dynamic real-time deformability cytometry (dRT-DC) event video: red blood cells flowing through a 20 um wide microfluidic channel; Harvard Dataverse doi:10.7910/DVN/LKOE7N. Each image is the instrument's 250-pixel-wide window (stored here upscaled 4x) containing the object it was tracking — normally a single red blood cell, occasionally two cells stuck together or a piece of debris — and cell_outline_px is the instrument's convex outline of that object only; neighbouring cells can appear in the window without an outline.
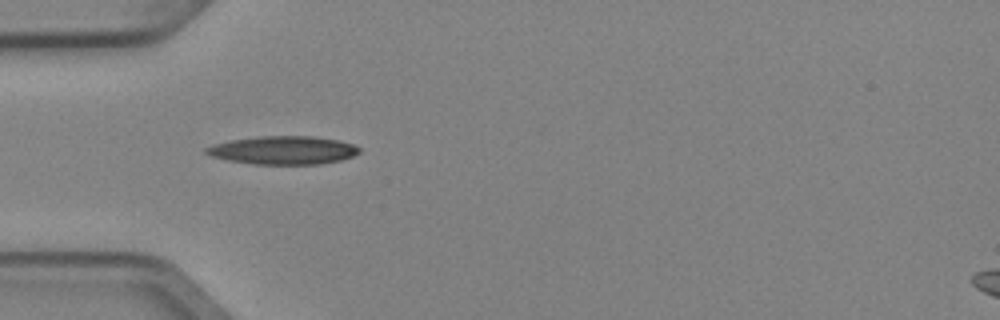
{"species": "Egyptian fruit bat (a non-hibernating species)", "species_latin": "Rousettus aegyptiacus", "temperature_condition": "cold", "stored_images_in_passage": 3, "camera_frame_rate_fps": 3000, "um_per_image_px": 0.085, "animal": {"sex": "female"}, "frame": {"image": 1, "passage_image": 2, "time_ms": 0.333, "image_size_px": [1000, 320], "cell_outline_px": [[360, 152], [352, 156], [340, 160], [320, 164], [256, 164], [228, 160], [212, 156], [204, 152], [204, 148], [216, 144], [232, 140], [260, 136], [312, 136], [336, 140], [352, 144], [360, 148]], "centroid_in_image_um": [24.08, 12.77], "position_along_channel_um": 60.9, "area_um2": 24.91}}
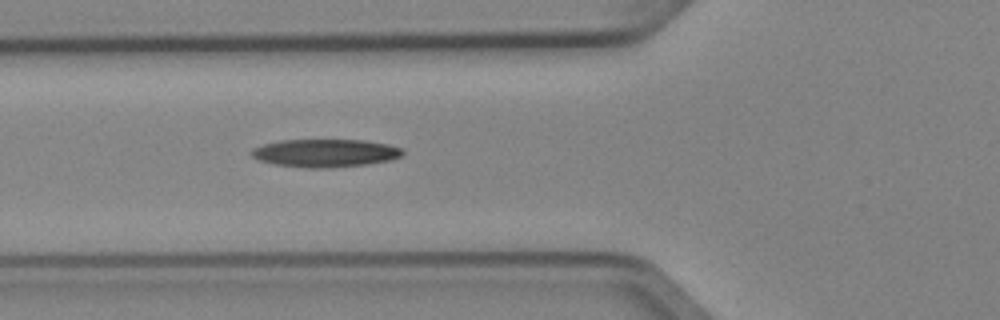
{"frame": {"image": 2, "passage_image": 3, "time_ms": 0.667, "image_size_px": [1000, 320], "cell_outline_px": [[404, 152], [400, 156], [392, 160], [368, 164], [328, 168], [308, 168], [272, 164], [260, 160], [252, 156], [252, 148], [264, 144], [280, 140], [364, 140], [388, 144], [404, 148]], "centroid_in_image_um": [27.68, 13.01], "position_along_channel_um": 98.1, "area_um2": 24.74}}